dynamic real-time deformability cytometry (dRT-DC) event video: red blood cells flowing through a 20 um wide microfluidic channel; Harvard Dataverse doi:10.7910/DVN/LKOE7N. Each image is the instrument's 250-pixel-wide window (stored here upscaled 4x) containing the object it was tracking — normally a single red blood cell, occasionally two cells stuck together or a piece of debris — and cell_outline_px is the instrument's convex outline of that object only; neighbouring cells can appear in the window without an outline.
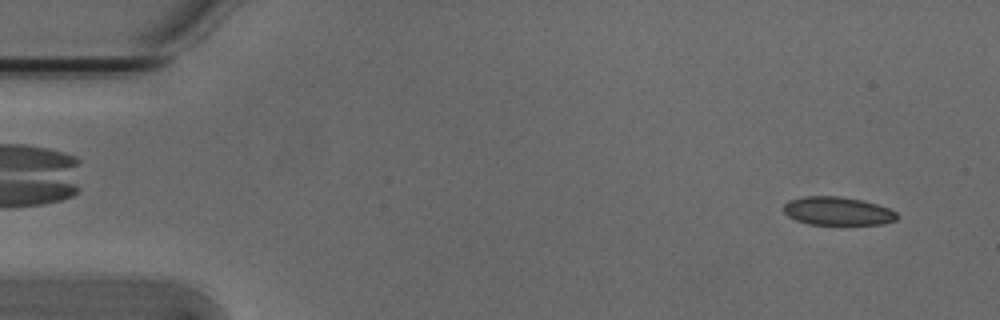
{"species": "Egyptian fruit bat (a non-hibernating species)", "species_latin": "Rousettus aegyptiacus", "temperature_condition": "cold", "stored_images_in_passage": 17, "camera_frame_rate_fps": 3000, "um_per_image_px": 0.085, "animal": {"sex": "male"}, "frame": {"image": 1, "passage_image": 2, "time_ms": 0.333, "image_size_px": [1000, 320], "cell_outline_px": [[896, 220], [884, 224], [808, 224], [796, 220], [788, 216], [784, 212], [784, 204], [788, 200], [804, 196], [840, 196], [860, 200], [876, 204], [888, 208], [896, 212]], "centroid_in_image_um": [71.16, 17.94], "position_along_channel_um": 13.8, "area_um2": 18.61}}
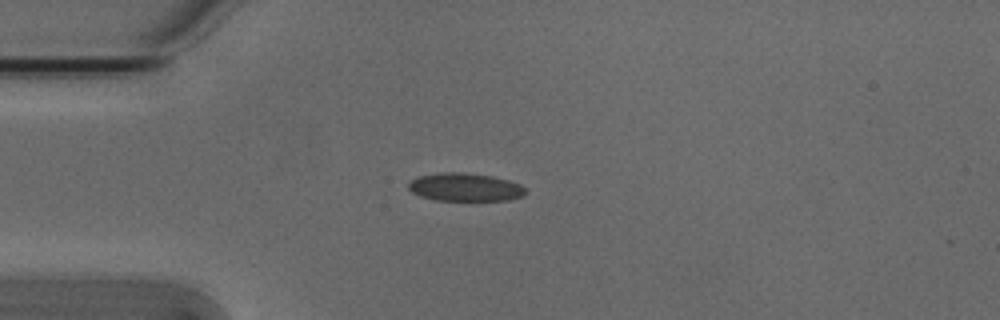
{"frame": {"image": 2, "passage_image": 12, "time_ms": 3.667, "image_size_px": [1000, 320], "cell_outline_px": [[524, 196], [508, 200], [436, 200], [420, 196], [412, 192], [408, 188], [408, 184], [412, 180], [420, 176], [440, 172], [464, 172], [492, 176], [508, 180], [520, 184], [524, 188]], "centroid_in_image_um": [39.52, 15.9], "position_along_channel_um": 45.5, "area_um2": 19.07}}